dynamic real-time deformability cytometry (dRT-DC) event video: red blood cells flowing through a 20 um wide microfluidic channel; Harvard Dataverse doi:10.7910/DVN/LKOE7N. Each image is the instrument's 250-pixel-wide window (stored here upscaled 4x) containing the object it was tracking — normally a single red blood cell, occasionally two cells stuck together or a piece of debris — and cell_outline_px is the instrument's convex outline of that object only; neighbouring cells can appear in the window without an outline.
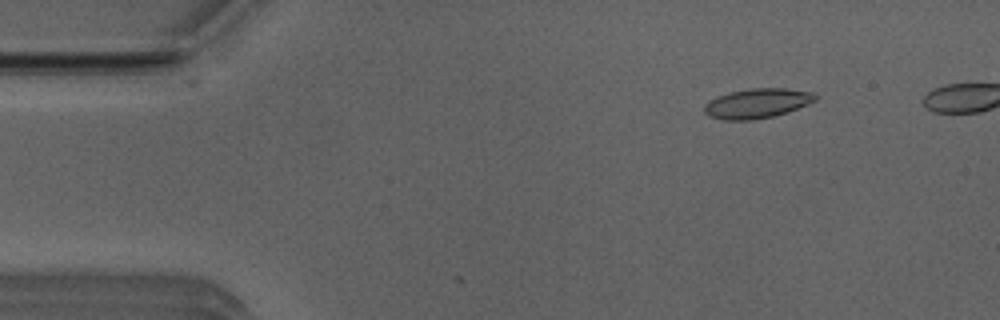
{"species": "Egyptian fruit bat (a non-hibernating species)", "species_latin": "Rousettus aegyptiacus", "temperature_condition": "room temperature", "stored_images_in_passage": 6, "camera_frame_rate_fps": 3000, "um_per_image_px": 0.085, "animal": {"sex": "male"}, "frame": {"image": 1, "passage_image": 6, "time_ms": 1.667, "image_size_px": [1000, 320], "cell_outline_px": [[816, 100], [808, 104], [788, 112], [772, 116], [752, 120], [724, 120], [708, 116], [704, 112], [704, 104], [716, 96], [732, 92], [752, 88], [784, 88], [812, 92], [816, 96]], "centroid_in_image_um": [64.33, 8.79], "position_along_channel_um": 20.7, "area_um2": 19.13}}